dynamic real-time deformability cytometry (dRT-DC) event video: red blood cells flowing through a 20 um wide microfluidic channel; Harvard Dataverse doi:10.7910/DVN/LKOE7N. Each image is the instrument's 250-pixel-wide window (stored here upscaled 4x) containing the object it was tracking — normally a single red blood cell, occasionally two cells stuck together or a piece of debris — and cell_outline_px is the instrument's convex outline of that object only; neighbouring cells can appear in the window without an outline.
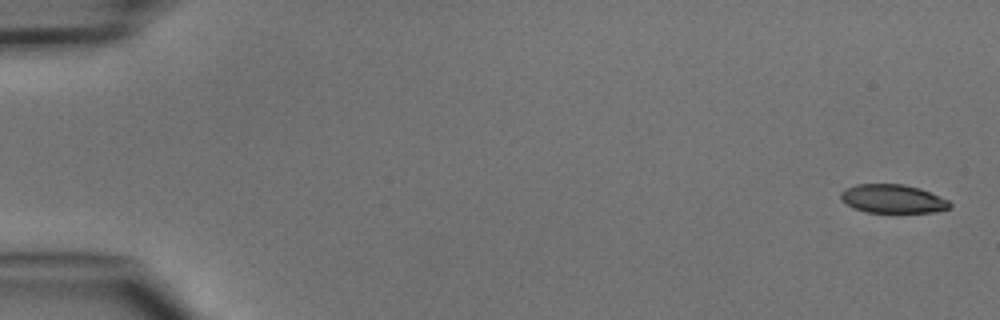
{"species": "common noctule bat (a hibernating species)", "species_latin": "Nyctalus noctula", "temperature_condition": "cold", "stored_images_in_passage": 7, "camera_frame_rate_fps": 3000, "um_per_image_px": 0.085, "animal": {"sex": "male", "body_mass_g": 15.6}, "frame": {"image": 1, "passage_image": 1, "time_ms": 0.0, "image_size_px": [1000, 320], "cell_outline_px": [[952, 208], [936, 212], [868, 212], [852, 208], [840, 200], [840, 192], [856, 184], [904, 184], [920, 188], [948, 200], [952, 204]], "centroid_in_image_um": [75.89, 16.9], "position_along_channel_um": 9.1, "area_um2": 18.26}}
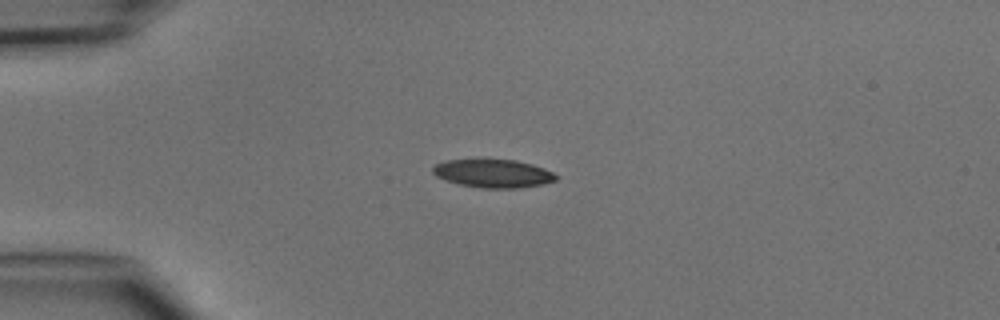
{"frame": {"image": 2, "passage_image": 4, "time_ms": 3.667, "image_size_px": [1000, 320], "cell_outline_px": [[556, 180], [544, 184], [520, 188], [480, 188], [460, 184], [436, 176], [432, 172], [432, 168], [436, 164], [444, 160], [516, 160], [532, 164], [544, 168], [552, 172], [556, 176]], "centroid_in_image_um": [41.93, 14.75], "position_along_channel_um": 43.1, "area_um2": 20.11}}